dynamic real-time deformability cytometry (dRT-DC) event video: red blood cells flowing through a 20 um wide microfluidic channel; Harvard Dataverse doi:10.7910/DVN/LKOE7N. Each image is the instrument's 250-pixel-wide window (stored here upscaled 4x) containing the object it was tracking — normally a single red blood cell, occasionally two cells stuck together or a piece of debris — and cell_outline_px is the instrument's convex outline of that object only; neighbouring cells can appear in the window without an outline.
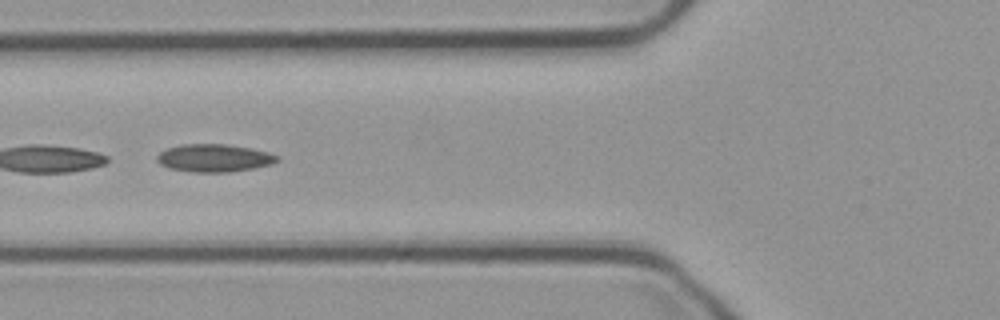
{"species": "common noctule bat (a hibernating species)", "species_latin": "Nyctalus noctula", "temperature_condition": "cold", "stored_images_in_passage": 20, "camera_frame_rate_fps": 3000, "um_per_image_px": 0.085, "animal": {"sex": "male", "body_mass_g": 23.1, "forearm_length_mm": 52.7}, "frame": {"image": 1, "passage_image": 15, "time_ms": 4.667, "image_size_px": [1000, 320], "cell_outline_px": [[280, 160], [272, 164], [252, 168], [228, 172], [192, 172], [168, 168], [160, 164], [156, 160], [156, 156], [160, 152], [168, 148], [180, 144], [224, 144], [248, 148], [268, 152], [280, 156]], "centroid_in_image_um": [18.18, 13.43], "position_along_channel_um": 107.6, "area_um2": 19.42}}